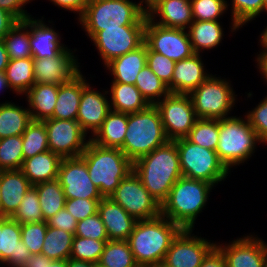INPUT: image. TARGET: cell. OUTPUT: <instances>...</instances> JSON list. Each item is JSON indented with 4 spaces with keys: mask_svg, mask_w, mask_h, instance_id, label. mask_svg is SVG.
<instances>
[{
    "mask_svg": "<svg viewBox=\"0 0 267 267\" xmlns=\"http://www.w3.org/2000/svg\"><path fill=\"white\" fill-rule=\"evenodd\" d=\"M213 184L181 176L161 204V215L182 229H194L198 214L207 204Z\"/></svg>",
    "mask_w": 267,
    "mask_h": 267,
    "instance_id": "cell-3",
    "label": "cell"
},
{
    "mask_svg": "<svg viewBox=\"0 0 267 267\" xmlns=\"http://www.w3.org/2000/svg\"><path fill=\"white\" fill-rule=\"evenodd\" d=\"M22 135L0 139V171L21 169L24 162Z\"/></svg>",
    "mask_w": 267,
    "mask_h": 267,
    "instance_id": "cell-42",
    "label": "cell"
},
{
    "mask_svg": "<svg viewBox=\"0 0 267 267\" xmlns=\"http://www.w3.org/2000/svg\"><path fill=\"white\" fill-rule=\"evenodd\" d=\"M109 198L136 220H148L161 215V205L144 187L134 170L120 181Z\"/></svg>",
    "mask_w": 267,
    "mask_h": 267,
    "instance_id": "cell-10",
    "label": "cell"
},
{
    "mask_svg": "<svg viewBox=\"0 0 267 267\" xmlns=\"http://www.w3.org/2000/svg\"><path fill=\"white\" fill-rule=\"evenodd\" d=\"M72 50L66 48L51 58H33L35 84H65L80 72Z\"/></svg>",
    "mask_w": 267,
    "mask_h": 267,
    "instance_id": "cell-17",
    "label": "cell"
},
{
    "mask_svg": "<svg viewBox=\"0 0 267 267\" xmlns=\"http://www.w3.org/2000/svg\"><path fill=\"white\" fill-rule=\"evenodd\" d=\"M17 21L18 20L12 14L0 8V40H3Z\"/></svg>",
    "mask_w": 267,
    "mask_h": 267,
    "instance_id": "cell-57",
    "label": "cell"
},
{
    "mask_svg": "<svg viewBox=\"0 0 267 267\" xmlns=\"http://www.w3.org/2000/svg\"><path fill=\"white\" fill-rule=\"evenodd\" d=\"M32 184L21 169L0 171L1 217H11Z\"/></svg>",
    "mask_w": 267,
    "mask_h": 267,
    "instance_id": "cell-23",
    "label": "cell"
},
{
    "mask_svg": "<svg viewBox=\"0 0 267 267\" xmlns=\"http://www.w3.org/2000/svg\"><path fill=\"white\" fill-rule=\"evenodd\" d=\"M188 95L197 118L217 120L230 117L237 96L229 81L212 74Z\"/></svg>",
    "mask_w": 267,
    "mask_h": 267,
    "instance_id": "cell-9",
    "label": "cell"
},
{
    "mask_svg": "<svg viewBox=\"0 0 267 267\" xmlns=\"http://www.w3.org/2000/svg\"><path fill=\"white\" fill-rule=\"evenodd\" d=\"M98 264L104 267H139L127 240H108Z\"/></svg>",
    "mask_w": 267,
    "mask_h": 267,
    "instance_id": "cell-37",
    "label": "cell"
},
{
    "mask_svg": "<svg viewBox=\"0 0 267 267\" xmlns=\"http://www.w3.org/2000/svg\"><path fill=\"white\" fill-rule=\"evenodd\" d=\"M58 88V84H34L25 93L32 120L44 121L52 117Z\"/></svg>",
    "mask_w": 267,
    "mask_h": 267,
    "instance_id": "cell-29",
    "label": "cell"
},
{
    "mask_svg": "<svg viewBox=\"0 0 267 267\" xmlns=\"http://www.w3.org/2000/svg\"><path fill=\"white\" fill-rule=\"evenodd\" d=\"M244 118L230 116L219 119V140L215 151L229 171L234 165L247 161L255 152L256 144L263 143L246 115Z\"/></svg>",
    "mask_w": 267,
    "mask_h": 267,
    "instance_id": "cell-7",
    "label": "cell"
},
{
    "mask_svg": "<svg viewBox=\"0 0 267 267\" xmlns=\"http://www.w3.org/2000/svg\"><path fill=\"white\" fill-rule=\"evenodd\" d=\"M48 135V147L61 158L81 156L90 138L77 120L49 118L43 121Z\"/></svg>",
    "mask_w": 267,
    "mask_h": 267,
    "instance_id": "cell-14",
    "label": "cell"
},
{
    "mask_svg": "<svg viewBox=\"0 0 267 267\" xmlns=\"http://www.w3.org/2000/svg\"><path fill=\"white\" fill-rule=\"evenodd\" d=\"M31 0H0V8L12 14L18 21H23L31 15L23 9Z\"/></svg>",
    "mask_w": 267,
    "mask_h": 267,
    "instance_id": "cell-53",
    "label": "cell"
},
{
    "mask_svg": "<svg viewBox=\"0 0 267 267\" xmlns=\"http://www.w3.org/2000/svg\"><path fill=\"white\" fill-rule=\"evenodd\" d=\"M94 267H104V266H102V265L96 263V264H94Z\"/></svg>",
    "mask_w": 267,
    "mask_h": 267,
    "instance_id": "cell-69",
    "label": "cell"
},
{
    "mask_svg": "<svg viewBox=\"0 0 267 267\" xmlns=\"http://www.w3.org/2000/svg\"><path fill=\"white\" fill-rule=\"evenodd\" d=\"M107 241L74 236L70 258L96 264Z\"/></svg>",
    "mask_w": 267,
    "mask_h": 267,
    "instance_id": "cell-45",
    "label": "cell"
},
{
    "mask_svg": "<svg viewBox=\"0 0 267 267\" xmlns=\"http://www.w3.org/2000/svg\"><path fill=\"white\" fill-rule=\"evenodd\" d=\"M164 0H140L138 5L141 8V11L146 15H150V13L160 5ZM145 4V5H143Z\"/></svg>",
    "mask_w": 267,
    "mask_h": 267,
    "instance_id": "cell-58",
    "label": "cell"
},
{
    "mask_svg": "<svg viewBox=\"0 0 267 267\" xmlns=\"http://www.w3.org/2000/svg\"><path fill=\"white\" fill-rule=\"evenodd\" d=\"M185 138L201 147L215 151L219 140V120L198 118Z\"/></svg>",
    "mask_w": 267,
    "mask_h": 267,
    "instance_id": "cell-41",
    "label": "cell"
},
{
    "mask_svg": "<svg viewBox=\"0 0 267 267\" xmlns=\"http://www.w3.org/2000/svg\"><path fill=\"white\" fill-rule=\"evenodd\" d=\"M168 140L185 138L198 119L188 94L170 93L155 105Z\"/></svg>",
    "mask_w": 267,
    "mask_h": 267,
    "instance_id": "cell-11",
    "label": "cell"
},
{
    "mask_svg": "<svg viewBox=\"0 0 267 267\" xmlns=\"http://www.w3.org/2000/svg\"><path fill=\"white\" fill-rule=\"evenodd\" d=\"M111 110L122 113H135L145 110L149 104L135 85L112 83L108 91Z\"/></svg>",
    "mask_w": 267,
    "mask_h": 267,
    "instance_id": "cell-32",
    "label": "cell"
},
{
    "mask_svg": "<svg viewBox=\"0 0 267 267\" xmlns=\"http://www.w3.org/2000/svg\"><path fill=\"white\" fill-rule=\"evenodd\" d=\"M148 17L160 26L185 30L194 21L190 0H164Z\"/></svg>",
    "mask_w": 267,
    "mask_h": 267,
    "instance_id": "cell-27",
    "label": "cell"
},
{
    "mask_svg": "<svg viewBox=\"0 0 267 267\" xmlns=\"http://www.w3.org/2000/svg\"><path fill=\"white\" fill-rule=\"evenodd\" d=\"M58 180L65 199H102L99 188L91 181L87 165L79 156L75 158H62Z\"/></svg>",
    "mask_w": 267,
    "mask_h": 267,
    "instance_id": "cell-16",
    "label": "cell"
},
{
    "mask_svg": "<svg viewBox=\"0 0 267 267\" xmlns=\"http://www.w3.org/2000/svg\"><path fill=\"white\" fill-rule=\"evenodd\" d=\"M74 236L95 240H109L99 213L78 221Z\"/></svg>",
    "mask_w": 267,
    "mask_h": 267,
    "instance_id": "cell-49",
    "label": "cell"
},
{
    "mask_svg": "<svg viewBox=\"0 0 267 267\" xmlns=\"http://www.w3.org/2000/svg\"><path fill=\"white\" fill-rule=\"evenodd\" d=\"M19 224L44 222L38 193L32 185L26 192L16 212L11 216Z\"/></svg>",
    "mask_w": 267,
    "mask_h": 267,
    "instance_id": "cell-44",
    "label": "cell"
},
{
    "mask_svg": "<svg viewBox=\"0 0 267 267\" xmlns=\"http://www.w3.org/2000/svg\"><path fill=\"white\" fill-rule=\"evenodd\" d=\"M38 193L44 221L54 216L65 206V195L58 179L33 185Z\"/></svg>",
    "mask_w": 267,
    "mask_h": 267,
    "instance_id": "cell-35",
    "label": "cell"
},
{
    "mask_svg": "<svg viewBox=\"0 0 267 267\" xmlns=\"http://www.w3.org/2000/svg\"><path fill=\"white\" fill-rule=\"evenodd\" d=\"M2 232L1 264L23 267L32 253L21 240V224L11 217H2Z\"/></svg>",
    "mask_w": 267,
    "mask_h": 267,
    "instance_id": "cell-24",
    "label": "cell"
},
{
    "mask_svg": "<svg viewBox=\"0 0 267 267\" xmlns=\"http://www.w3.org/2000/svg\"><path fill=\"white\" fill-rule=\"evenodd\" d=\"M223 29L218 21L194 20L187 30L193 52L200 54L217 47L224 37Z\"/></svg>",
    "mask_w": 267,
    "mask_h": 267,
    "instance_id": "cell-31",
    "label": "cell"
},
{
    "mask_svg": "<svg viewBox=\"0 0 267 267\" xmlns=\"http://www.w3.org/2000/svg\"><path fill=\"white\" fill-rule=\"evenodd\" d=\"M77 222L76 218H74V216H72L65 207L46 220L48 227L62 229L73 234H75Z\"/></svg>",
    "mask_w": 267,
    "mask_h": 267,
    "instance_id": "cell-52",
    "label": "cell"
},
{
    "mask_svg": "<svg viewBox=\"0 0 267 267\" xmlns=\"http://www.w3.org/2000/svg\"><path fill=\"white\" fill-rule=\"evenodd\" d=\"M74 234L47 227L41 253L51 260H67L72 251Z\"/></svg>",
    "mask_w": 267,
    "mask_h": 267,
    "instance_id": "cell-36",
    "label": "cell"
},
{
    "mask_svg": "<svg viewBox=\"0 0 267 267\" xmlns=\"http://www.w3.org/2000/svg\"><path fill=\"white\" fill-rule=\"evenodd\" d=\"M47 227L46 221L21 224V240L32 254L41 253Z\"/></svg>",
    "mask_w": 267,
    "mask_h": 267,
    "instance_id": "cell-47",
    "label": "cell"
},
{
    "mask_svg": "<svg viewBox=\"0 0 267 267\" xmlns=\"http://www.w3.org/2000/svg\"><path fill=\"white\" fill-rule=\"evenodd\" d=\"M260 43L262 46V52H259L260 54H267V26L260 34Z\"/></svg>",
    "mask_w": 267,
    "mask_h": 267,
    "instance_id": "cell-62",
    "label": "cell"
},
{
    "mask_svg": "<svg viewBox=\"0 0 267 267\" xmlns=\"http://www.w3.org/2000/svg\"><path fill=\"white\" fill-rule=\"evenodd\" d=\"M3 241V232H2V217H0V264H1V249ZM1 266V265H0Z\"/></svg>",
    "mask_w": 267,
    "mask_h": 267,
    "instance_id": "cell-64",
    "label": "cell"
},
{
    "mask_svg": "<svg viewBox=\"0 0 267 267\" xmlns=\"http://www.w3.org/2000/svg\"><path fill=\"white\" fill-rule=\"evenodd\" d=\"M8 63L9 57L5 48V44L3 40H0V72H5Z\"/></svg>",
    "mask_w": 267,
    "mask_h": 267,
    "instance_id": "cell-60",
    "label": "cell"
},
{
    "mask_svg": "<svg viewBox=\"0 0 267 267\" xmlns=\"http://www.w3.org/2000/svg\"><path fill=\"white\" fill-rule=\"evenodd\" d=\"M54 5L78 13L80 18L91 0H50Z\"/></svg>",
    "mask_w": 267,
    "mask_h": 267,
    "instance_id": "cell-55",
    "label": "cell"
},
{
    "mask_svg": "<svg viewBox=\"0 0 267 267\" xmlns=\"http://www.w3.org/2000/svg\"><path fill=\"white\" fill-rule=\"evenodd\" d=\"M175 63L173 60L168 57L151 51L147 47V65L152 70L157 77L162 80L167 86L171 93V80L173 77V71L175 68Z\"/></svg>",
    "mask_w": 267,
    "mask_h": 267,
    "instance_id": "cell-48",
    "label": "cell"
},
{
    "mask_svg": "<svg viewBox=\"0 0 267 267\" xmlns=\"http://www.w3.org/2000/svg\"><path fill=\"white\" fill-rule=\"evenodd\" d=\"M80 157L87 165L91 181L103 197H109L133 170V162L121 149L105 148L91 140Z\"/></svg>",
    "mask_w": 267,
    "mask_h": 267,
    "instance_id": "cell-4",
    "label": "cell"
},
{
    "mask_svg": "<svg viewBox=\"0 0 267 267\" xmlns=\"http://www.w3.org/2000/svg\"><path fill=\"white\" fill-rule=\"evenodd\" d=\"M222 251L226 267H263L267 254V243L254 235L243 236L229 244L216 243Z\"/></svg>",
    "mask_w": 267,
    "mask_h": 267,
    "instance_id": "cell-18",
    "label": "cell"
},
{
    "mask_svg": "<svg viewBox=\"0 0 267 267\" xmlns=\"http://www.w3.org/2000/svg\"><path fill=\"white\" fill-rule=\"evenodd\" d=\"M29 27L24 21H17L3 38L9 59L32 57Z\"/></svg>",
    "mask_w": 267,
    "mask_h": 267,
    "instance_id": "cell-38",
    "label": "cell"
},
{
    "mask_svg": "<svg viewBox=\"0 0 267 267\" xmlns=\"http://www.w3.org/2000/svg\"><path fill=\"white\" fill-rule=\"evenodd\" d=\"M192 231L193 229H182L173 239L163 260L168 267H200L216 246V242L195 236Z\"/></svg>",
    "mask_w": 267,
    "mask_h": 267,
    "instance_id": "cell-15",
    "label": "cell"
},
{
    "mask_svg": "<svg viewBox=\"0 0 267 267\" xmlns=\"http://www.w3.org/2000/svg\"><path fill=\"white\" fill-rule=\"evenodd\" d=\"M263 267H267V254H266V259H265V262H264V266Z\"/></svg>",
    "mask_w": 267,
    "mask_h": 267,
    "instance_id": "cell-68",
    "label": "cell"
},
{
    "mask_svg": "<svg viewBox=\"0 0 267 267\" xmlns=\"http://www.w3.org/2000/svg\"><path fill=\"white\" fill-rule=\"evenodd\" d=\"M29 27L30 48L33 58H51L62 53L67 47L62 44L59 32H55L53 27L46 25L41 18L33 17L23 20Z\"/></svg>",
    "mask_w": 267,
    "mask_h": 267,
    "instance_id": "cell-20",
    "label": "cell"
},
{
    "mask_svg": "<svg viewBox=\"0 0 267 267\" xmlns=\"http://www.w3.org/2000/svg\"><path fill=\"white\" fill-rule=\"evenodd\" d=\"M264 12H267V0H263Z\"/></svg>",
    "mask_w": 267,
    "mask_h": 267,
    "instance_id": "cell-66",
    "label": "cell"
},
{
    "mask_svg": "<svg viewBox=\"0 0 267 267\" xmlns=\"http://www.w3.org/2000/svg\"><path fill=\"white\" fill-rule=\"evenodd\" d=\"M32 121L28 108L15 103H0V139L22 135Z\"/></svg>",
    "mask_w": 267,
    "mask_h": 267,
    "instance_id": "cell-33",
    "label": "cell"
},
{
    "mask_svg": "<svg viewBox=\"0 0 267 267\" xmlns=\"http://www.w3.org/2000/svg\"><path fill=\"white\" fill-rule=\"evenodd\" d=\"M1 205H2V201H1V193H0V217H1Z\"/></svg>",
    "mask_w": 267,
    "mask_h": 267,
    "instance_id": "cell-67",
    "label": "cell"
},
{
    "mask_svg": "<svg viewBox=\"0 0 267 267\" xmlns=\"http://www.w3.org/2000/svg\"><path fill=\"white\" fill-rule=\"evenodd\" d=\"M193 20L219 21L229 6L226 0H190Z\"/></svg>",
    "mask_w": 267,
    "mask_h": 267,
    "instance_id": "cell-46",
    "label": "cell"
},
{
    "mask_svg": "<svg viewBox=\"0 0 267 267\" xmlns=\"http://www.w3.org/2000/svg\"><path fill=\"white\" fill-rule=\"evenodd\" d=\"M24 159L49 150L48 135L43 121L32 120L22 134Z\"/></svg>",
    "mask_w": 267,
    "mask_h": 267,
    "instance_id": "cell-40",
    "label": "cell"
},
{
    "mask_svg": "<svg viewBox=\"0 0 267 267\" xmlns=\"http://www.w3.org/2000/svg\"><path fill=\"white\" fill-rule=\"evenodd\" d=\"M181 230L178 224L162 215L137 220L127 241L139 267L163 262L173 239Z\"/></svg>",
    "mask_w": 267,
    "mask_h": 267,
    "instance_id": "cell-2",
    "label": "cell"
},
{
    "mask_svg": "<svg viewBox=\"0 0 267 267\" xmlns=\"http://www.w3.org/2000/svg\"><path fill=\"white\" fill-rule=\"evenodd\" d=\"M231 32L237 31L264 11L263 0H231Z\"/></svg>",
    "mask_w": 267,
    "mask_h": 267,
    "instance_id": "cell-43",
    "label": "cell"
},
{
    "mask_svg": "<svg viewBox=\"0 0 267 267\" xmlns=\"http://www.w3.org/2000/svg\"><path fill=\"white\" fill-rule=\"evenodd\" d=\"M81 71L69 82L59 85L56 105L51 118L76 120L82 89L88 84Z\"/></svg>",
    "mask_w": 267,
    "mask_h": 267,
    "instance_id": "cell-26",
    "label": "cell"
},
{
    "mask_svg": "<svg viewBox=\"0 0 267 267\" xmlns=\"http://www.w3.org/2000/svg\"><path fill=\"white\" fill-rule=\"evenodd\" d=\"M168 141L155 105L145 110L129 113L124 143L121 150L132 161L151 153Z\"/></svg>",
    "mask_w": 267,
    "mask_h": 267,
    "instance_id": "cell-5",
    "label": "cell"
},
{
    "mask_svg": "<svg viewBox=\"0 0 267 267\" xmlns=\"http://www.w3.org/2000/svg\"><path fill=\"white\" fill-rule=\"evenodd\" d=\"M5 88L10 89V86H9L8 81H7L5 72H0V90H2V91H3V89L6 90Z\"/></svg>",
    "mask_w": 267,
    "mask_h": 267,
    "instance_id": "cell-63",
    "label": "cell"
},
{
    "mask_svg": "<svg viewBox=\"0 0 267 267\" xmlns=\"http://www.w3.org/2000/svg\"><path fill=\"white\" fill-rule=\"evenodd\" d=\"M174 141L179 152L181 173L184 177L202 180L215 186L230 174L216 151L201 147L186 138Z\"/></svg>",
    "mask_w": 267,
    "mask_h": 267,
    "instance_id": "cell-8",
    "label": "cell"
},
{
    "mask_svg": "<svg viewBox=\"0 0 267 267\" xmlns=\"http://www.w3.org/2000/svg\"><path fill=\"white\" fill-rule=\"evenodd\" d=\"M145 26L124 25L119 28H105L98 31L90 40L106 65L112 59L140 47L145 41Z\"/></svg>",
    "mask_w": 267,
    "mask_h": 267,
    "instance_id": "cell-12",
    "label": "cell"
},
{
    "mask_svg": "<svg viewBox=\"0 0 267 267\" xmlns=\"http://www.w3.org/2000/svg\"><path fill=\"white\" fill-rule=\"evenodd\" d=\"M147 65V45L140 47L108 62L105 67L113 75L112 83L135 85L139 72Z\"/></svg>",
    "mask_w": 267,
    "mask_h": 267,
    "instance_id": "cell-25",
    "label": "cell"
},
{
    "mask_svg": "<svg viewBox=\"0 0 267 267\" xmlns=\"http://www.w3.org/2000/svg\"><path fill=\"white\" fill-rule=\"evenodd\" d=\"M246 116L263 144L267 143V96L255 108L248 111Z\"/></svg>",
    "mask_w": 267,
    "mask_h": 267,
    "instance_id": "cell-51",
    "label": "cell"
},
{
    "mask_svg": "<svg viewBox=\"0 0 267 267\" xmlns=\"http://www.w3.org/2000/svg\"><path fill=\"white\" fill-rule=\"evenodd\" d=\"M135 86L149 105H156L170 94L168 86L152 72L148 65L137 75Z\"/></svg>",
    "mask_w": 267,
    "mask_h": 267,
    "instance_id": "cell-39",
    "label": "cell"
},
{
    "mask_svg": "<svg viewBox=\"0 0 267 267\" xmlns=\"http://www.w3.org/2000/svg\"><path fill=\"white\" fill-rule=\"evenodd\" d=\"M107 93L108 91L101 93L98 90H93L89 82L82 89L76 120L86 133L91 131L92 136L102 126V123L111 111Z\"/></svg>",
    "mask_w": 267,
    "mask_h": 267,
    "instance_id": "cell-19",
    "label": "cell"
},
{
    "mask_svg": "<svg viewBox=\"0 0 267 267\" xmlns=\"http://www.w3.org/2000/svg\"><path fill=\"white\" fill-rule=\"evenodd\" d=\"M67 267H94V264L69 258L67 259Z\"/></svg>",
    "mask_w": 267,
    "mask_h": 267,
    "instance_id": "cell-61",
    "label": "cell"
},
{
    "mask_svg": "<svg viewBox=\"0 0 267 267\" xmlns=\"http://www.w3.org/2000/svg\"><path fill=\"white\" fill-rule=\"evenodd\" d=\"M101 199L74 198L65 200V208L77 221L98 213Z\"/></svg>",
    "mask_w": 267,
    "mask_h": 267,
    "instance_id": "cell-50",
    "label": "cell"
},
{
    "mask_svg": "<svg viewBox=\"0 0 267 267\" xmlns=\"http://www.w3.org/2000/svg\"><path fill=\"white\" fill-rule=\"evenodd\" d=\"M23 267H67V260H51L42 253L32 254Z\"/></svg>",
    "mask_w": 267,
    "mask_h": 267,
    "instance_id": "cell-54",
    "label": "cell"
},
{
    "mask_svg": "<svg viewBox=\"0 0 267 267\" xmlns=\"http://www.w3.org/2000/svg\"><path fill=\"white\" fill-rule=\"evenodd\" d=\"M98 213L106 228L109 240H127L137 222L134 217L109 197L101 199Z\"/></svg>",
    "mask_w": 267,
    "mask_h": 267,
    "instance_id": "cell-21",
    "label": "cell"
},
{
    "mask_svg": "<svg viewBox=\"0 0 267 267\" xmlns=\"http://www.w3.org/2000/svg\"><path fill=\"white\" fill-rule=\"evenodd\" d=\"M200 54H193L187 59L175 63L171 80V93L189 94L199 87L208 77Z\"/></svg>",
    "mask_w": 267,
    "mask_h": 267,
    "instance_id": "cell-22",
    "label": "cell"
},
{
    "mask_svg": "<svg viewBox=\"0 0 267 267\" xmlns=\"http://www.w3.org/2000/svg\"><path fill=\"white\" fill-rule=\"evenodd\" d=\"M133 170L144 187L161 205L176 181L183 176L175 141L168 140L151 153L137 159L133 162Z\"/></svg>",
    "mask_w": 267,
    "mask_h": 267,
    "instance_id": "cell-1",
    "label": "cell"
},
{
    "mask_svg": "<svg viewBox=\"0 0 267 267\" xmlns=\"http://www.w3.org/2000/svg\"><path fill=\"white\" fill-rule=\"evenodd\" d=\"M256 57L257 68L267 82V54H258Z\"/></svg>",
    "mask_w": 267,
    "mask_h": 267,
    "instance_id": "cell-59",
    "label": "cell"
},
{
    "mask_svg": "<svg viewBox=\"0 0 267 267\" xmlns=\"http://www.w3.org/2000/svg\"><path fill=\"white\" fill-rule=\"evenodd\" d=\"M5 75L10 90L17 95H24L34 84L33 57L9 59Z\"/></svg>",
    "mask_w": 267,
    "mask_h": 267,
    "instance_id": "cell-34",
    "label": "cell"
},
{
    "mask_svg": "<svg viewBox=\"0 0 267 267\" xmlns=\"http://www.w3.org/2000/svg\"><path fill=\"white\" fill-rule=\"evenodd\" d=\"M128 124V113L111 110L102 126L90 137L95 144L105 148L121 149Z\"/></svg>",
    "mask_w": 267,
    "mask_h": 267,
    "instance_id": "cell-30",
    "label": "cell"
},
{
    "mask_svg": "<svg viewBox=\"0 0 267 267\" xmlns=\"http://www.w3.org/2000/svg\"><path fill=\"white\" fill-rule=\"evenodd\" d=\"M62 158L50 150L24 159L22 172L32 185L58 179Z\"/></svg>",
    "mask_w": 267,
    "mask_h": 267,
    "instance_id": "cell-28",
    "label": "cell"
},
{
    "mask_svg": "<svg viewBox=\"0 0 267 267\" xmlns=\"http://www.w3.org/2000/svg\"><path fill=\"white\" fill-rule=\"evenodd\" d=\"M200 267H226L222 251L215 246L205 257Z\"/></svg>",
    "mask_w": 267,
    "mask_h": 267,
    "instance_id": "cell-56",
    "label": "cell"
},
{
    "mask_svg": "<svg viewBox=\"0 0 267 267\" xmlns=\"http://www.w3.org/2000/svg\"><path fill=\"white\" fill-rule=\"evenodd\" d=\"M144 42L151 51L160 53L174 62L187 59L195 54L185 29L160 26L148 16Z\"/></svg>",
    "mask_w": 267,
    "mask_h": 267,
    "instance_id": "cell-13",
    "label": "cell"
},
{
    "mask_svg": "<svg viewBox=\"0 0 267 267\" xmlns=\"http://www.w3.org/2000/svg\"><path fill=\"white\" fill-rule=\"evenodd\" d=\"M148 267H168V266L165 263L160 262V263H157L155 265L148 266Z\"/></svg>",
    "mask_w": 267,
    "mask_h": 267,
    "instance_id": "cell-65",
    "label": "cell"
},
{
    "mask_svg": "<svg viewBox=\"0 0 267 267\" xmlns=\"http://www.w3.org/2000/svg\"><path fill=\"white\" fill-rule=\"evenodd\" d=\"M79 19L91 39L105 28L124 25H146L147 16L132 0H91Z\"/></svg>",
    "mask_w": 267,
    "mask_h": 267,
    "instance_id": "cell-6",
    "label": "cell"
}]
</instances>
